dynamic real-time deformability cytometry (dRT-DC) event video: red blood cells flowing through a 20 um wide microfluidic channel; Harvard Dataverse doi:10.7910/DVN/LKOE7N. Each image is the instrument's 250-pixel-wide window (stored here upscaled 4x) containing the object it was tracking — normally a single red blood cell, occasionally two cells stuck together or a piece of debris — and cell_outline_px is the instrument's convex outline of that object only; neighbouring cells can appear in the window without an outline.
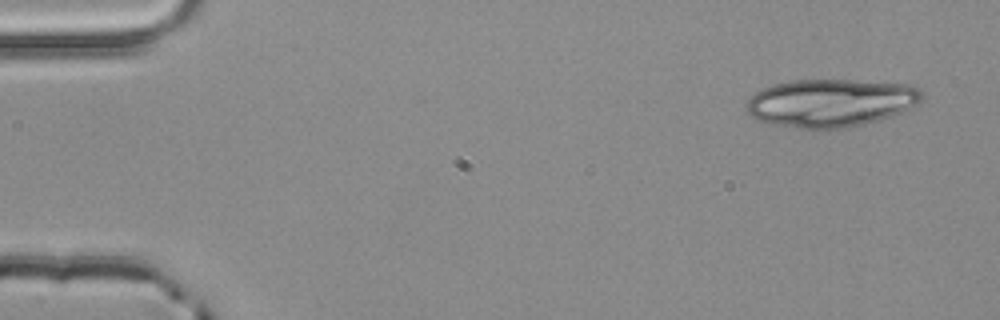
{"species": "common noctule bat (a hibernating species)", "species_latin": "Nyctalus noctula", "temperature_condition": "room temperature", "stored_images_in_passage": 4, "camera_frame_rate_fps": 3000, "um_per_image_px": 0.085, "animal": {"sex": "male", "body_mass_g": 20.4}, "frame": {"image": 1, "passage_image": 1, "time_ms": 0.0, "image_size_px": [1000, 320], "cell_outline_px": [[924, 100], [892, 116], [864, 124], [840, 128], [796, 128], [768, 124], [756, 120], [748, 112], [748, 100], [756, 92], [772, 84], [788, 80], [852, 80], [908, 84], [920, 88], [924, 92]], "centroid_in_image_um": [70.63, 8.73], "position_along_channel_um": 14.4, "area_um2": 49.13}}